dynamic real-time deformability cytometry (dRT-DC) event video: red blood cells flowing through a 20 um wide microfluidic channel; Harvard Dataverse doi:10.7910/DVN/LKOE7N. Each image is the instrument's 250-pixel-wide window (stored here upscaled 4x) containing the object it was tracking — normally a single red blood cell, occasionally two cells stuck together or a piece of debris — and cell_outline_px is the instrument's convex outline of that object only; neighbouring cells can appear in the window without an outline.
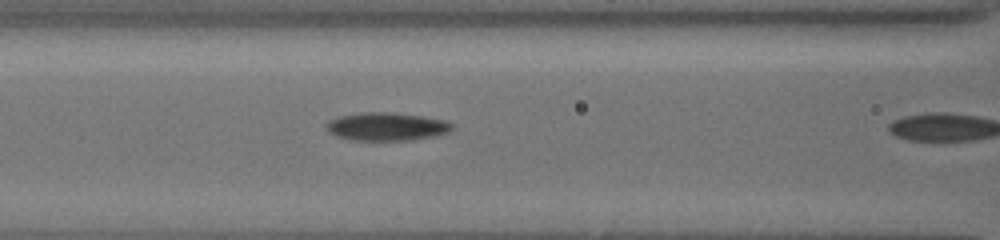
{"species": "common noctule bat (a hibernating species)", "species_latin": "Nyctalus noctula", "temperature_condition": "cold", "stored_images_in_passage": 4, "camera_frame_rate_fps": 3000, "um_per_image_px": 0.085, "animal": {"sex": "female", "body_mass_g": 19.5, "forearm_length_mm": 54.1}, "frame": {"image": 1, "passage_image": 3, "time_ms": 1.333, "image_size_px": [1000, 240], "cell_outline_px": [[452, 128], [448, 132], [432, 136], [412, 140], [352, 140], [336, 136], [328, 132], [328, 120], [340, 116], [364, 112], [384, 112], [420, 116], [444, 120], [452, 124]], "centroid_in_image_um": [32.83, 10.76], "position_along_channel_um": 133.8, "area_um2": 20.23}}